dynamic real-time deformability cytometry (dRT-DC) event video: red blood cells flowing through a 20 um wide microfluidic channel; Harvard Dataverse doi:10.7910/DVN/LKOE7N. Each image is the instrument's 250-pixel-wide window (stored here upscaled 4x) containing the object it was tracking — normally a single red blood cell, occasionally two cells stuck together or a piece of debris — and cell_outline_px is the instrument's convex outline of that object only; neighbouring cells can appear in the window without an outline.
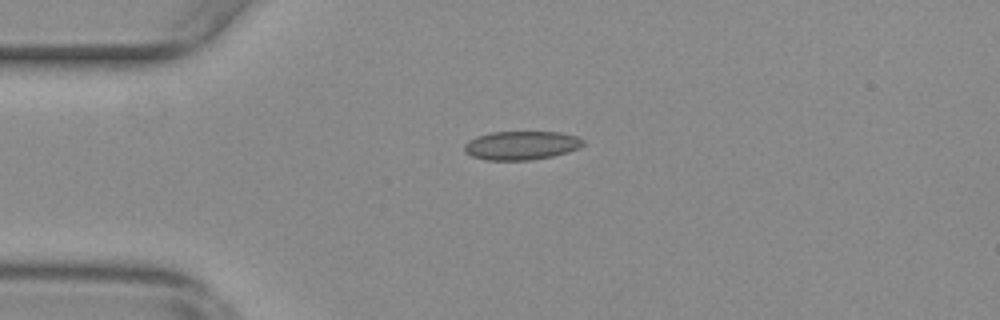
{"species": "common noctule bat (a hibernating species)", "species_latin": "Nyctalus noctula", "temperature_condition": "warm", "stored_images_in_passage": 36, "camera_frame_rate_fps": 3000, "um_per_image_px": 0.085, "animal": {"sex": "female", "body_mass_g": 29.2, "forearm_length_mm": 56.3}, "frame": {"image": 1, "passage_image": 4, "time_ms": 1.0, "image_size_px": [1000, 320], "cell_outline_px": [[584, 144], [580, 148], [568, 152], [552, 156], [532, 160], [488, 160], [472, 156], [464, 152], [464, 144], [468, 140], [476, 136], [492, 132], [560, 132], [576, 136], [584, 140]], "centroid_in_image_um": [44.31, 12.36], "position_along_channel_um": 40.7, "area_um2": 20.0}}
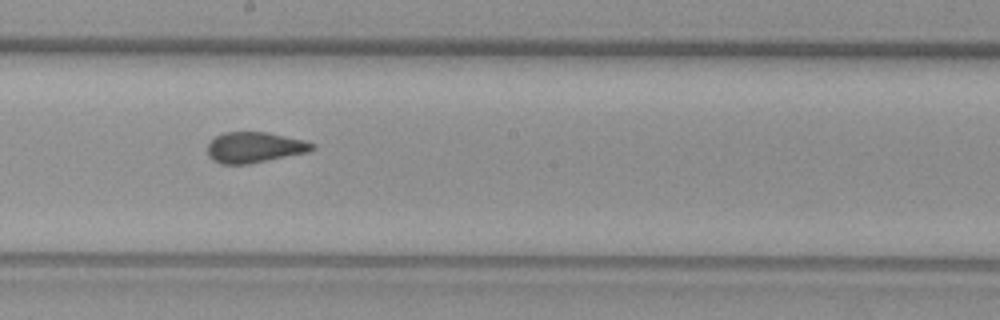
{"frame": {"image": 2, "passage_image": 21, "time_ms": 6.667, "image_size_px": [1000, 320], "cell_outline_px": [[316, 148], [308, 152], [248, 164], [220, 164], [212, 160], [208, 156], [208, 144], [216, 136], [224, 132], [264, 132], [304, 140], [316, 144]], "centroid_in_image_um": [21.63, 12.53], "position_along_channel_um": 226.6, "area_um2": 18.67}}
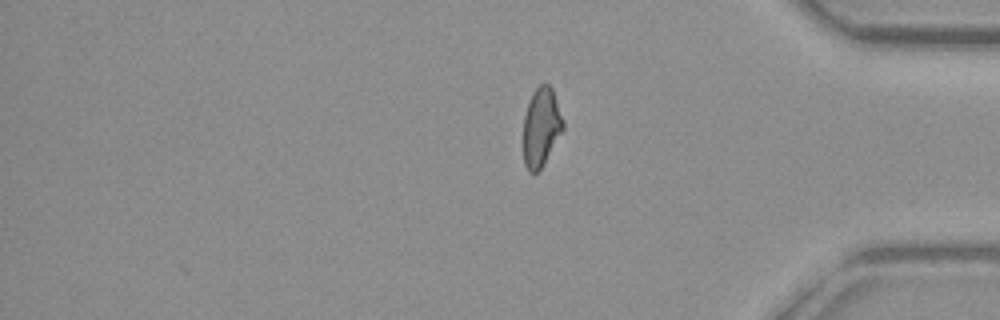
{"frame": {"image": 3, "passage_image": 36, "time_ms": 11.667, "image_size_px": [1000, 320], "cell_outline_px": [[564, 128], [540, 168], [536, 172], [528, 172], [524, 164], [524, 116], [532, 92], [540, 84], [548, 84], [552, 88], [564, 120]], "centroid_in_image_um": [46.0, 10.77], "position_along_channel_um": 389.2, "area_um2": 17.92}, "authors_computed_cell_mechanics": {"area_um2": 19.1896, "velocity_mm_per_s": 3.7111, "shape_relaxation_time_tau1_ms": null, "shape_relaxation_time_tau2_ms": 1.007, "deformation_change_tau1": null, "deformation_change_tau2": 0.0669}}